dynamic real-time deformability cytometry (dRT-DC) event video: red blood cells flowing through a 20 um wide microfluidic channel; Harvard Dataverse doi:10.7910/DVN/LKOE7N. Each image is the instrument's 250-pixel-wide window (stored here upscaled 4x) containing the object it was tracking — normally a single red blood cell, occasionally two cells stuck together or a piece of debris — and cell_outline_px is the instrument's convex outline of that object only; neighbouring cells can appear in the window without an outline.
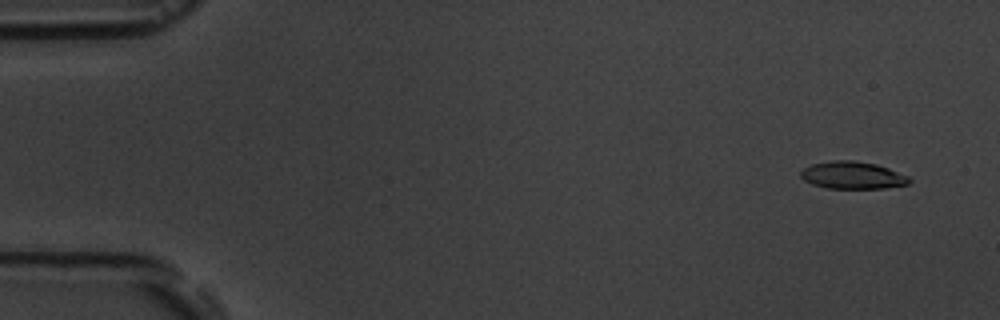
{"species": "common noctule bat (a hibernating species)", "species_latin": "Nyctalus noctula", "temperature_condition": "room temperature", "stored_images_in_passage": 7, "camera_frame_rate_fps": 3000, "um_per_image_px": 0.085, "animal": {"sex": "male", "body_mass_g": 19.5, "forearm_length_mm": 54.6}, "frame": {"image": 1, "passage_image": 2, "time_ms": 1.0, "image_size_px": [1000, 320], "cell_outline_px": [[912, 180], [908, 184], [884, 188], [828, 188], [812, 184], [804, 180], [800, 176], [800, 172], [804, 168], [812, 164], [832, 160], [852, 160], [876, 164], [888, 168], [908, 176]], "centroid_in_image_um": [72.46, 14.89], "position_along_channel_um": 12.5, "area_um2": 17.22}}
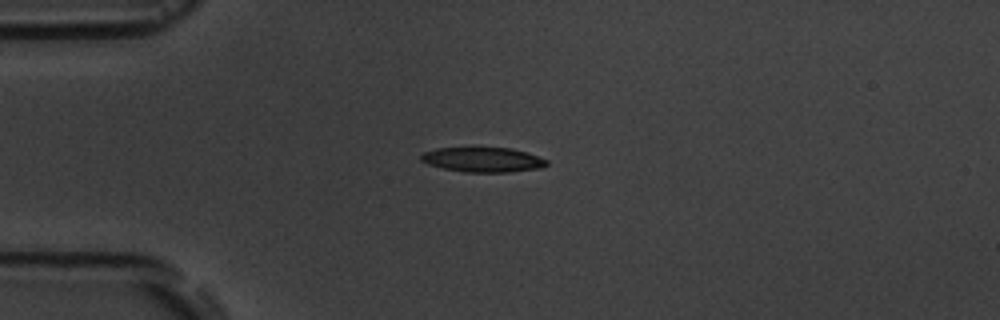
{"frame": {"image": 2, "passage_image": 5, "time_ms": 4.667, "image_size_px": [1000, 320], "cell_outline_px": [[548, 164], [540, 168], [508, 172], [464, 172], [444, 168], [428, 164], [420, 160], [420, 156], [424, 152], [436, 148], [512, 148], [528, 152], [548, 160]], "centroid_in_image_um": [41.06, 13.57], "position_along_channel_um": 43.9, "area_um2": 18.09}}
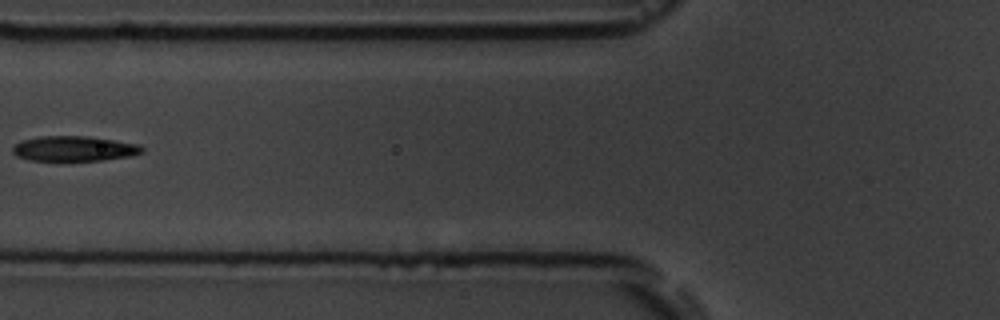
{"frame": {"image": 3, "passage_image": 7, "time_ms": 7.333, "image_size_px": [1000, 320], "cell_outline_px": [[144, 152], [132, 156], [104, 160], [28, 160], [16, 156], [12, 152], [12, 148], [20, 140], [40, 136], [88, 136], [140, 144], [144, 148]], "centroid_in_image_um": [6.32, 12.63], "position_along_channel_um": 119.5, "area_um2": 19.07}}